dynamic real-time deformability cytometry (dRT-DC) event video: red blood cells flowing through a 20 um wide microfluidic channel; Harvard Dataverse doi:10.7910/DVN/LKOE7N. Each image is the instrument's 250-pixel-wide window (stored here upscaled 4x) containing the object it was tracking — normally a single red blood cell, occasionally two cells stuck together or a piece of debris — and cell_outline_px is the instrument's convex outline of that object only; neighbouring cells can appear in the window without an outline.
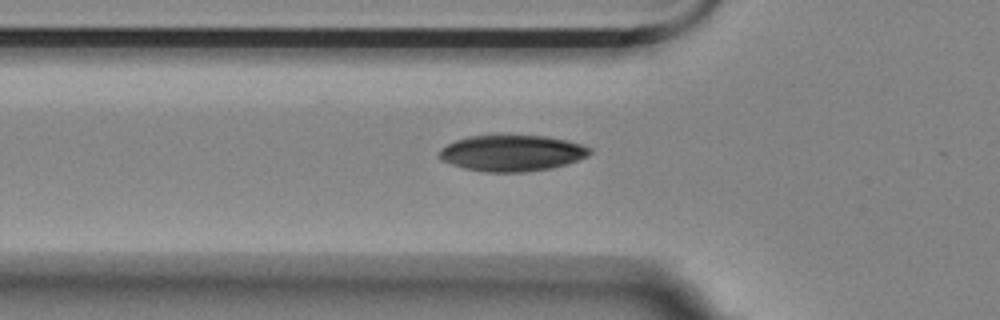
{"species": "Egyptian fruit bat (a non-hibernating species)", "species_latin": "Rousettus aegyptiacus", "temperature_condition": "room temperature", "stored_images_in_passage": 39, "camera_frame_rate_fps": 3000, "um_per_image_px": 0.085, "animal": {"sex": "female"}, "frame": {"image": 1, "passage_image": 2, "time_ms": 0.333, "image_size_px": [1000, 320], "cell_outline_px": [[592, 152], [588, 156], [568, 164], [552, 168], [524, 172], [484, 172], [464, 168], [440, 160], [436, 156], [448, 144], [456, 140], [468, 136], [496, 132], [548, 136], [568, 140], [592, 148]], "centroid_in_image_um": [43.52, 12.97], "position_along_channel_um": 82.3, "area_um2": 32.89}}
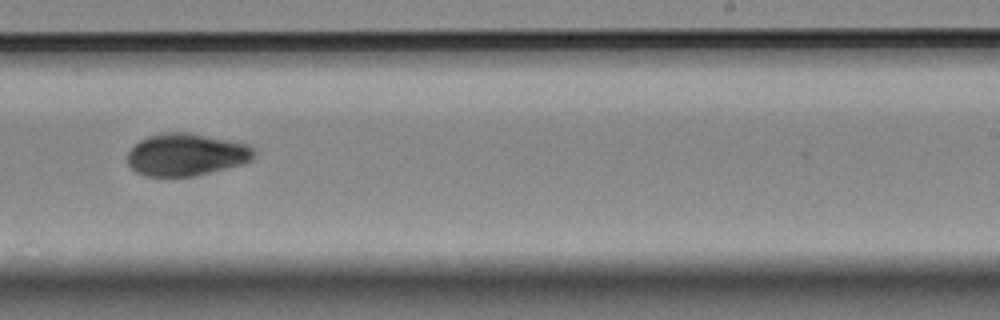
{"frame": {"image": 2, "passage_image": 18, "time_ms": 5.667, "image_size_px": [1000, 320], "cell_outline_px": [[256, 152], [252, 160], [244, 164], [192, 176], [148, 176], [136, 172], [128, 164], [128, 152], [140, 140], [148, 136], [160, 132], [188, 132], [248, 144]], "centroid_in_image_um": [15.84, 13.13], "position_along_channel_um": 273.2, "area_um2": 31.15}}
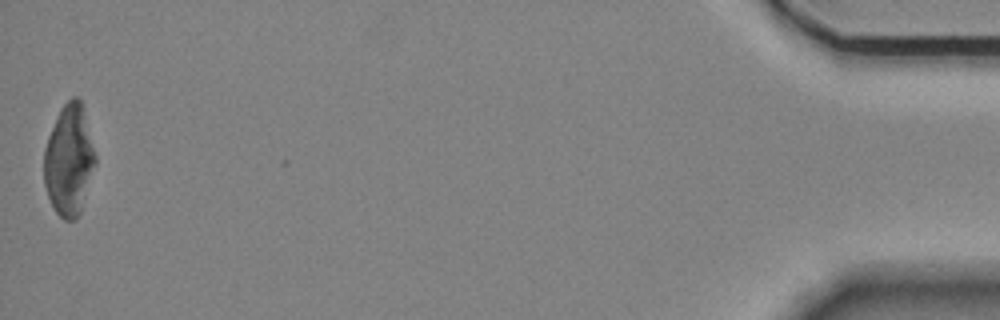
{"frame": {"image": 3, "passage_image": 39, "time_ms": 12.667, "image_size_px": [1000, 320], "cell_outline_px": [[96, 164], [80, 212], [76, 220], [64, 220], [56, 212], [48, 196], [44, 184], [44, 148], [48, 136], [56, 116], [60, 108], [72, 96], [80, 96], [96, 156]], "centroid_in_image_um": [5.87, 13.59], "position_along_channel_um": 429.3, "area_um2": 33.23}}